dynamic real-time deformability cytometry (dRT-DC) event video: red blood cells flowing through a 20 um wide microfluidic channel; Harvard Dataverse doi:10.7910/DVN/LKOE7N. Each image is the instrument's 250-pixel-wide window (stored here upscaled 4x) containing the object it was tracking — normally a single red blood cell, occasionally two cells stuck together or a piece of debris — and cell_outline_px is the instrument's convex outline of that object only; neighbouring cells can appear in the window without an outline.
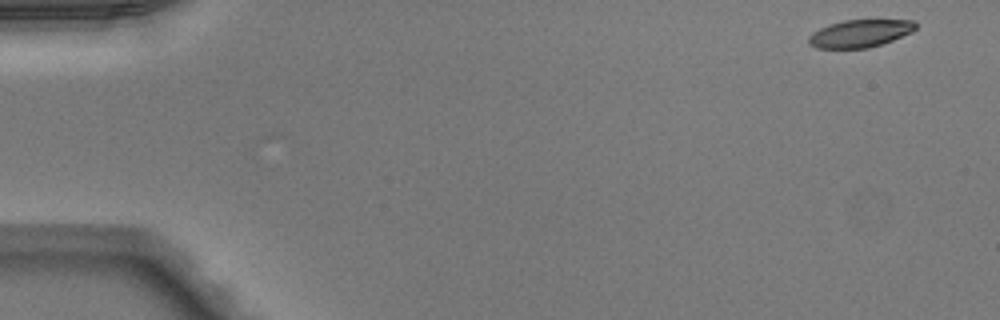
{"species": "Egyptian fruit bat (a non-hibernating species)", "species_latin": "Rousettus aegyptiacus", "temperature_condition": "warm", "stored_images_in_passage": 49, "camera_frame_rate_fps": 3000, "um_per_image_px": 0.085, "animal": {"sex": "male"}, "frame": {"image": 1, "passage_image": 1, "time_ms": 0.0, "image_size_px": [1000, 320], "cell_outline_px": [[916, 28], [912, 32], [892, 40], [868, 48], [816, 48], [808, 44], [808, 36], [812, 32], [828, 24], [844, 20], [916, 20]], "centroid_in_image_um": [73.07, 2.84], "position_along_channel_um": 11.9, "area_um2": 17.22}}
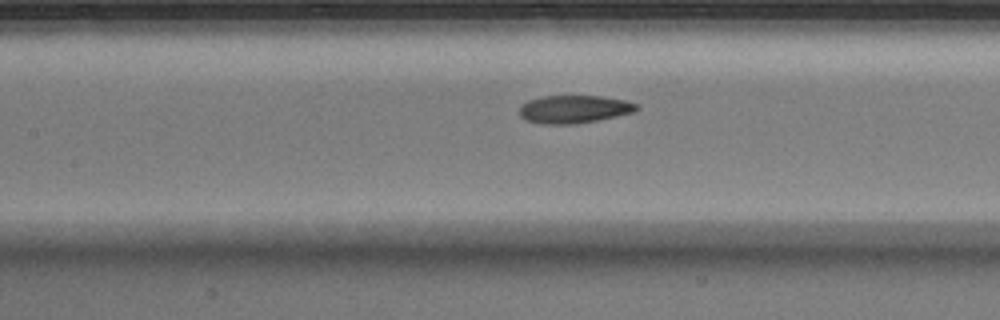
{"frame": {"image": 2, "passage_image": 22, "time_ms": 7.0, "image_size_px": [1000, 320], "cell_outline_px": [[640, 108], [636, 112], [576, 124], [540, 124], [524, 120], [520, 116], [520, 104], [528, 100], [544, 96], [600, 96], [628, 100], [636, 104]], "centroid_in_image_um": [48.79, 9.28], "position_along_channel_um": 158.6, "area_um2": 19.25}}
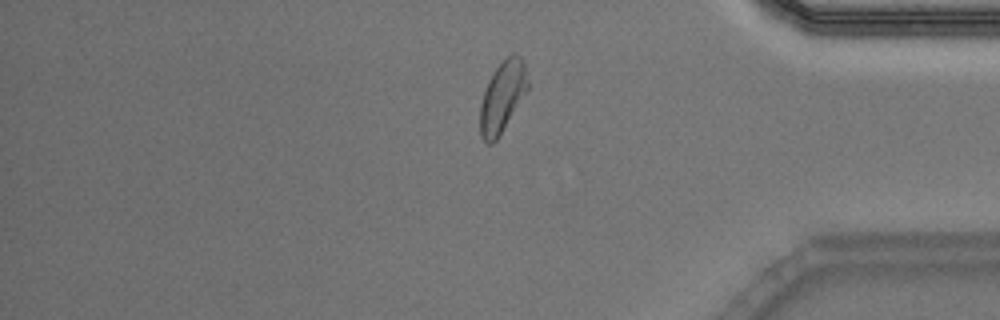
{"frame": {"image": 3, "passage_image": 41, "time_ms": 13.333, "image_size_px": [1000, 320], "cell_outline_px": [[528, 88], [496, 140], [492, 144], [488, 144], [480, 136], [480, 104], [488, 80], [492, 72], [512, 52], [520, 56], [524, 64], [528, 84]], "centroid_in_image_um": [42.67, 8.22], "position_along_channel_um": 392.5, "area_um2": 19.25}, "authors_computed_cell_mechanics": {"area_um2": 19.2474, "velocity_mm_per_s": 4.0187, "shape_relaxation_time_tau1_ms": 7.5169, "shape_relaxation_time_tau2_ms": 2.0213, "deformation_change_tau1": 0.1889, "deformation_change_tau2": 0.0866}}